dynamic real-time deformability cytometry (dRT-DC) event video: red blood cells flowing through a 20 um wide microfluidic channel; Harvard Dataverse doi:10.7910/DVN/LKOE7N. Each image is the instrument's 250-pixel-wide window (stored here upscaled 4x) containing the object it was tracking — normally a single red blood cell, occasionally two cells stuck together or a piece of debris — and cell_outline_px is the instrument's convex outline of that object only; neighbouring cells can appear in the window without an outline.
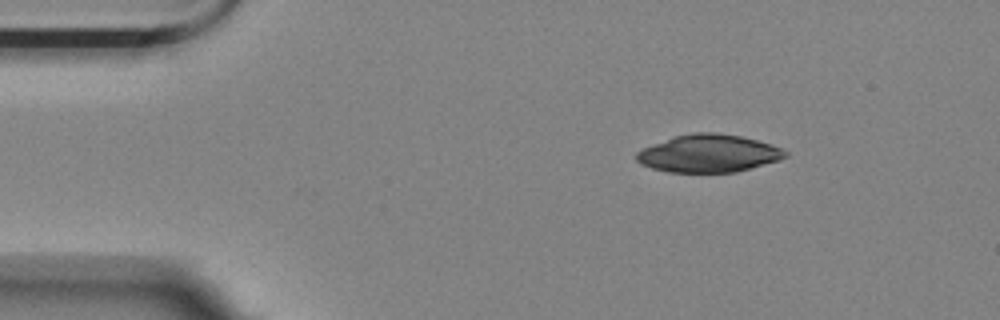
{"species": "Egyptian fruit bat (a non-hibernating species)", "species_latin": "Rousettus aegyptiacus", "temperature_condition": "room temperature", "stored_images_in_passage": 48, "camera_frame_rate_fps": 3000, "um_per_image_px": 0.085, "animal": {"sex": "female"}, "frame": {"image": 1, "passage_image": 1, "time_ms": 0.0, "image_size_px": [1000, 320], "cell_outline_px": [[788, 156], [780, 160], [736, 172], [668, 172], [652, 168], [640, 164], [636, 160], [636, 152], [652, 144], [676, 136], [692, 132], [716, 132], [740, 136], [772, 144], [788, 152]], "centroid_in_image_um": [60.24, 13.04], "position_along_channel_um": 24.8, "area_um2": 32.66}}
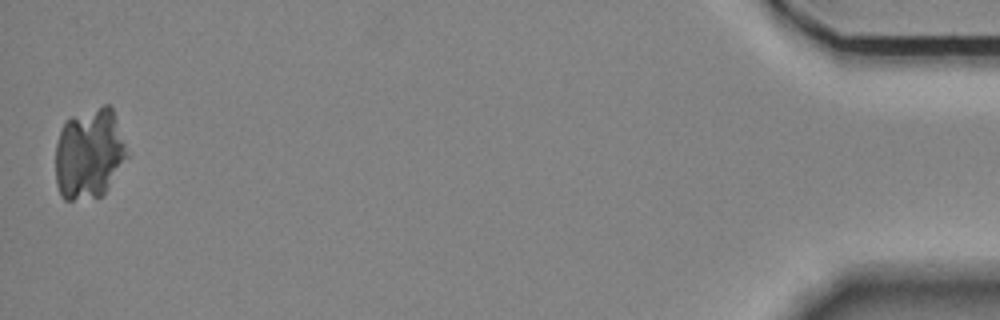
{"frame": {"image": 2, "passage_image": 48, "time_ms": 15.667, "image_size_px": [1000, 320], "cell_outline_px": [[128, 156], [104, 192], [100, 196], [72, 200], [64, 200], [60, 196], [56, 184], [56, 144], [60, 132], [64, 124], [72, 116], [104, 104], [108, 104], [112, 108]], "centroid_in_image_um": [7.55, 13.07], "position_along_channel_um": 427.7, "area_um2": 37.22}}